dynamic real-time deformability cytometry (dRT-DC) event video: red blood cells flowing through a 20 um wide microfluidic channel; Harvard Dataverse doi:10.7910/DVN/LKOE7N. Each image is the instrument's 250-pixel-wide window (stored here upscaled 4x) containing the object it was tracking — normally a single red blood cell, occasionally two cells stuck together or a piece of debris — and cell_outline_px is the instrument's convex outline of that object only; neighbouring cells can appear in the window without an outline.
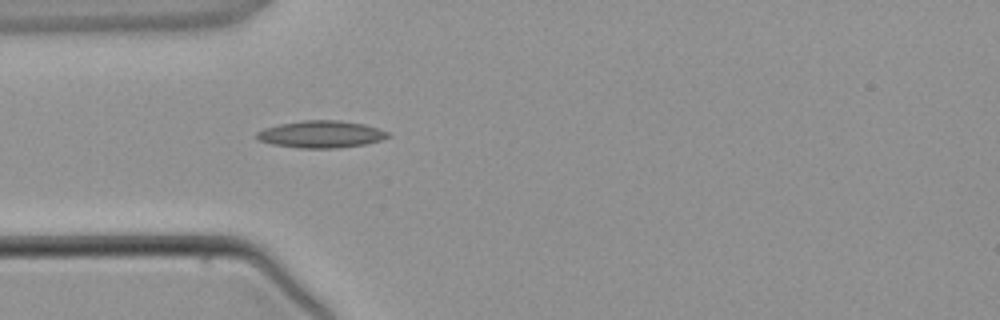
{"species": "common noctule bat (a hibernating species)", "species_latin": "Nyctalus noctula", "temperature_condition": "warm", "stored_images_in_passage": 2, "camera_frame_rate_fps": 3000, "um_per_image_px": 0.085, "animal": {"sex": "male", "body_mass_g": 21.5, "forearm_length_mm": 52.0}, "frame": {"image": 1, "passage_image": 2, "time_ms": 2.0, "image_size_px": [1000, 320], "cell_outline_px": [[392, 136], [380, 140], [364, 144], [336, 148], [300, 148], [272, 144], [260, 140], [256, 136], [256, 132], [264, 128], [280, 124], [304, 120], [336, 120], [364, 124], [388, 132]], "centroid_in_image_um": [27.29, 11.41], "position_along_channel_um": 57.7, "area_um2": 20.52}}